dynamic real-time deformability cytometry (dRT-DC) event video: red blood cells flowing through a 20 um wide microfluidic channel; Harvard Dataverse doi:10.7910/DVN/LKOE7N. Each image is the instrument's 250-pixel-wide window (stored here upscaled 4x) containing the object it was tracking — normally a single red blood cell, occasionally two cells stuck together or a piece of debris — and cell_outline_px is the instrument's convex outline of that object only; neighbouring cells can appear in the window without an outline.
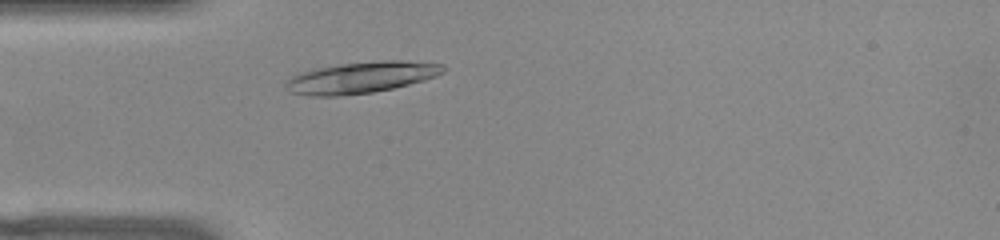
{"species": "common noctule bat (a hibernating species)", "species_latin": "Nyctalus noctula", "temperature_condition": "warm", "stored_images_in_passage": 45, "camera_frame_rate_fps": 3000, "um_per_image_px": 0.085, "animal": {"sex": "female", "body_mass_g": 22.0, "forearm_length_mm": 56.7}, "frame": {"image": 1, "passage_image": 7, "time_ms": 2.0, "image_size_px": [1000, 240], "cell_outline_px": [[448, 68], [444, 72], [436, 76], [424, 80], [392, 88], [372, 92], [340, 96], [308, 96], [292, 92], [284, 84], [284, 80], [300, 72], [312, 68], [340, 64], [384, 60], [400, 60], [444, 64]], "centroid_in_image_um": [30.69, 6.57], "position_along_channel_um": 54.3, "area_um2": 28.9}}
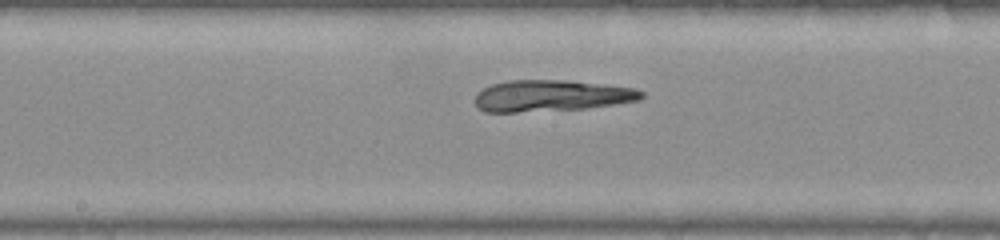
{"frame": {"image": 2, "passage_image": 19, "time_ms": 6.0, "image_size_px": [1000, 240], "cell_outline_px": [[644, 96], [640, 100], [584, 108], [516, 112], [484, 112], [476, 104], [476, 92], [492, 84], [508, 80], [568, 80], [636, 88], [644, 92]], "centroid_in_image_um": [46.86, 8.13], "position_along_channel_um": 201.3, "area_um2": 30.29}}
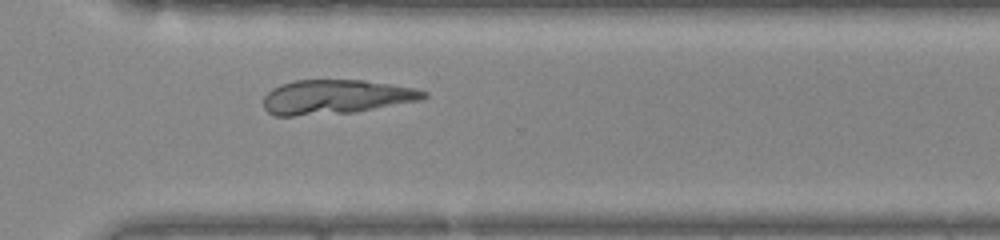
{"frame": {"image": 3, "passage_image": 30, "time_ms": 9.667, "image_size_px": [1000, 240], "cell_outline_px": [[428, 96], [424, 100], [356, 112], [292, 116], [276, 116], [268, 112], [264, 108], [264, 96], [272, 88], [280, 84], [296, 80], [364, 80], [416, 88], [428, 92]], "centroid_in_image_um": [28.59, 8.24], "position_along_channel_um": 342.0, "area_um2": 32.37}}